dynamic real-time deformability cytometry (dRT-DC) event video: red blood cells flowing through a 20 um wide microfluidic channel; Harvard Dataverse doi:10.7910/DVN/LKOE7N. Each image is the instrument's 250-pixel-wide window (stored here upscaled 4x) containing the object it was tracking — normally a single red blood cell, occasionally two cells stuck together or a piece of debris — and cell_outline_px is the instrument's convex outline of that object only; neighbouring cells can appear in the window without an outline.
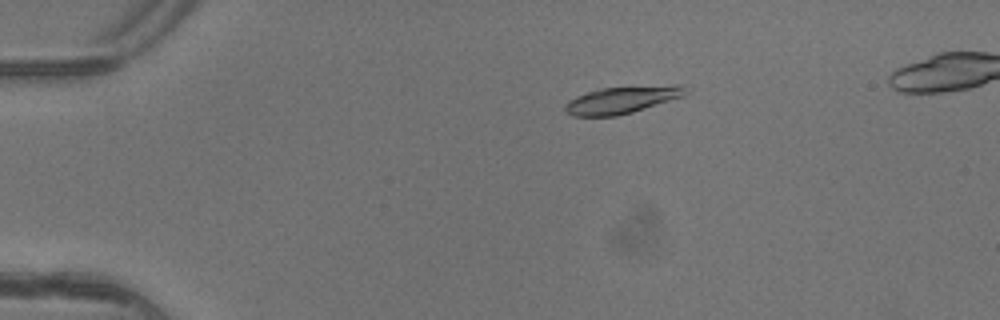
{"species": "common noctule bat (a hibernating species)", "species_latin": "Nyctalus noctula", "temperature_condition": "warm", "stored_images_in_passage": 8, "camera_frame_rate_fps": 3000, "um_per_image_px": 0.085, "animal": {"sex": "female"}, "frame": {"image": 1, "passage_image": 3, "time_ms": 0.667, "image_size_px": [1000, 320], "cell_outline_px": [[688, 92], [684, 96], [632, 112], [616, 116], [572, 116], [564, 112], [564, 104], [568, 100], [576, 96], [596, 88], [672, 84], [684, 84]], "centroid_in_image_um": [52.86, 8.47], "position_along_channel_um": 32.1, "area_um2": 19.48}}
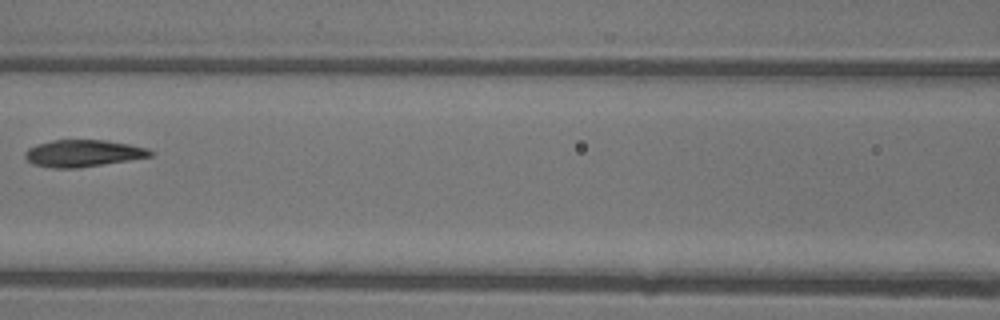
{"frame": {"image": 2, "passage_image": 7, "time_ms": 2.0, "image_size_px": [1000, 320], "cell_outline_px": [[152, 156], [128, 160], [76, 168], [52, 168], [32, 164], [24, 156], [24, 152], [28, 148], [36, 144], [52, 140], [104, 140], [128, 144], [148, 148], [152, 152]], "centroid_in_image_um": [7.01, 13.02], "position_along_channel_um": 159.6, "area_um2": 19.54}}
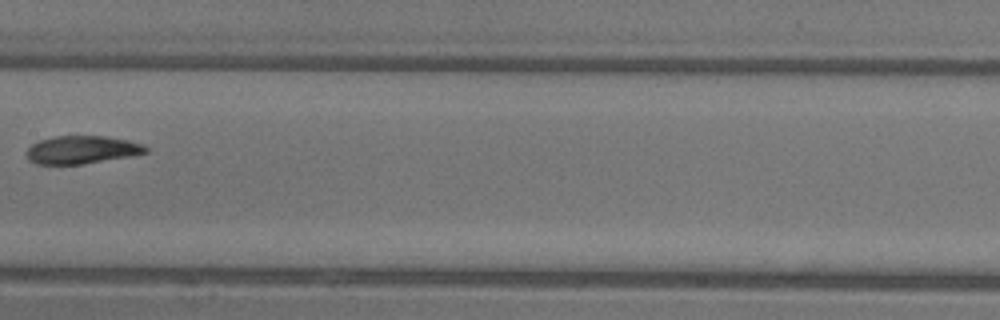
{"frame": {"image": 3, "passage_image": 8, "time_ms": 2.333, "image_size_px": [1000, 320], "cell_outline_px": [[148, 152], [128, 156], [80, 164], [36, 164], [28, 160], [28, 148], [32, 144], [40, 140], [56, 136], [104, 136], [128, 140], [144, 144], [148, 148]], "centroid_in_image_um": [6.96, 12.72], "position_along_channel_um": 200.4, "area_um2": 19.13}}